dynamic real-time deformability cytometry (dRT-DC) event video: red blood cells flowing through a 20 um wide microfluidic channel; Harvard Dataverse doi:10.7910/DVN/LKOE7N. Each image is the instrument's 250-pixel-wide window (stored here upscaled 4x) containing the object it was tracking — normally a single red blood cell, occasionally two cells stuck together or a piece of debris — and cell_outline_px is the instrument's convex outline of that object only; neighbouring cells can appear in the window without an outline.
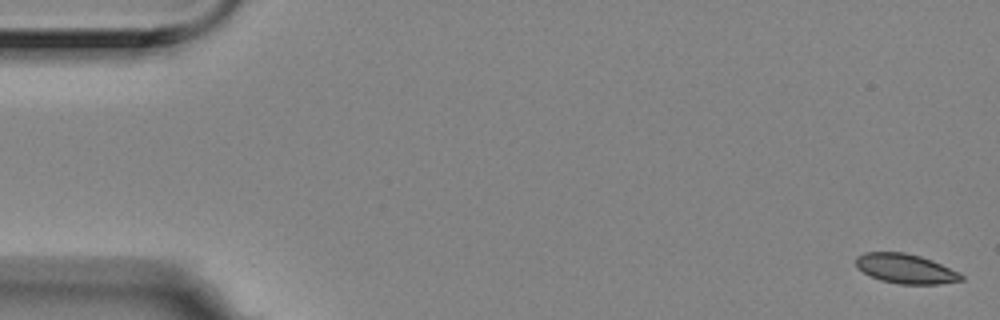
{"species": "Egyptian fruit bat (a non-hibernating species)", "species_latin": "Rousettus aegyptiacus", "temperature_condition": "room temperature", "stored_images_in_passage": 8, "camera_frame_rate_fps": 3000, "um_per_image_px": 0.085, "animal": {"sex": "female"}, "frame": {"image": 1, "passage_image": 1, "time_ms": 0.0, "image_size_px": [1000, 320], "cell_outline_px": [[964, 280], [940, 284], [900, 284], [880, 280], [856, 268], [856, 256], [864, 252], [904, 252], [920, 256], [932, 260], [960, 272], [964, 276]], "centroid_in_image_um": [76.99, 22.84], "position_along_channel_um": 8.0, "area_um2": 18.26}}
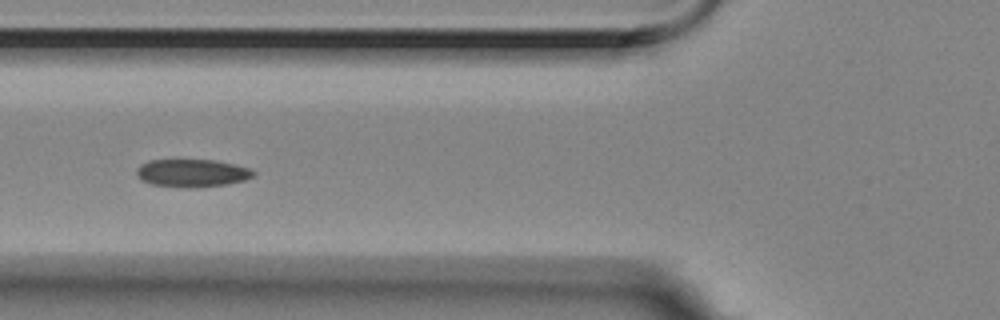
{"frame": {"image": 2, "passage_image": 7, "time_ms": 2.0, "image_size_px": [1000, 320], "cell_outline_px": [[256, 176], [244, 180], [224, 184], [196, 188], [184, 188], [152, 184], [140, 180], [136, 176], [136, 168], [140, 164], [148, 160], [216, 160], [252, 168], [256, 172]], "centroid_in_image_um": [16.32, 14.71], "position_along_channel_um": 109.5, "area_um2": 19.25}}
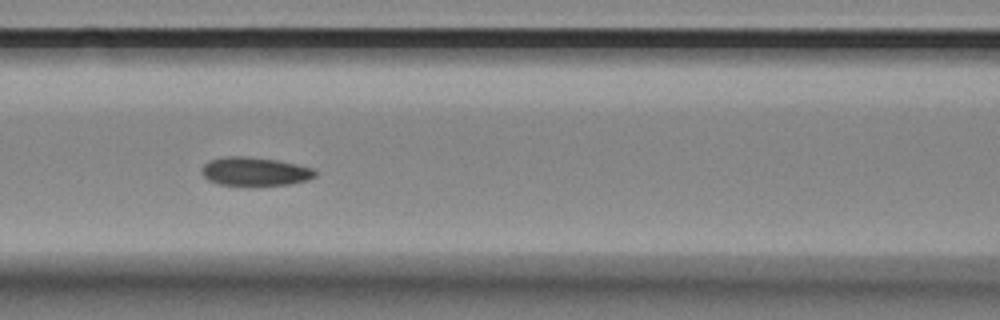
{"frame": {"image": 3, "passage_image": 8, "time_ms": 2.333, "image_size_px": [1000, 320], "cell_outline_px": [[316, 176], [308, 180], [288, 184], [260, 188], [220, 184], [208, 180], [200, 172], [200, 168], [208, 160], [228, 156], [244, 156], [276, 160], [296, 164], [312, 168], [316, 172]], "centroid_in_image_um": [21.64, 14.61], "position_along_channel_um": 145.0, "area_um2": 19.54}}